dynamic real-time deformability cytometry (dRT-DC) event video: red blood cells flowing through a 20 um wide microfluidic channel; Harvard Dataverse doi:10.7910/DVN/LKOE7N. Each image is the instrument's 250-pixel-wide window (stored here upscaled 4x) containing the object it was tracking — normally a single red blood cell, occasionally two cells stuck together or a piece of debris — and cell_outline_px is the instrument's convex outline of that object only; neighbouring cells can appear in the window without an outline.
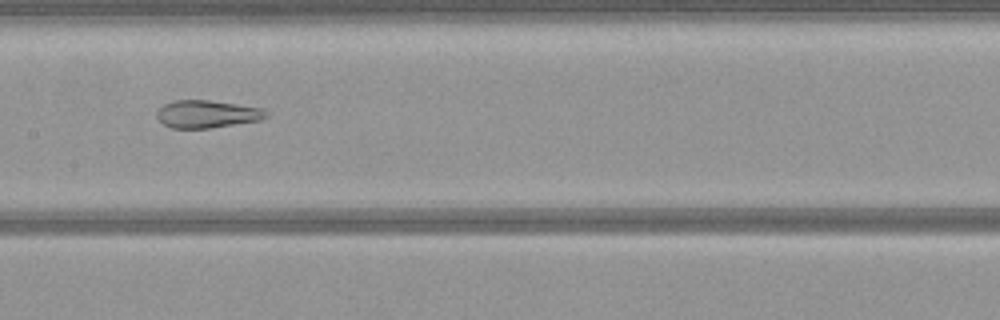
{"species": "common noctule bat (a hibernating species)", "species_latin": "Nyctalus noctula", "temperature_condition": "warm", "stored_images_in_passage": 46, "camera_frame_rate_fps": 3000, "um_per_image_px": 0.085, "animal": {"sex": "female", "body_mass_g": 21.9}, "frame": {"image": 1, "passage_image": 26, "time_ms": 8.333, "image_size_px": [1000, 320], "cell_outline_px": [[268, 116], [260, 120], [208, 128], [172, 128], [164, 124], [156, 116], [156, 112], [164, 104], [176, 100], [212, 100], [264, 108]], "centroid_in_image_um": [17.6, 9.68], "position_along_channel_um": 189.8, "area_um2": 17.51}}
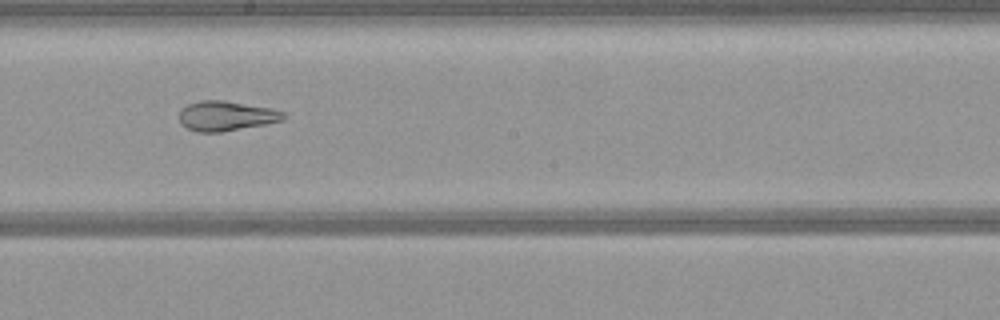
{"frame": {"image": 2, "passage_image": 29, "time_ms": 9.333, "image_size_px": [1000, 320], "cell_outline_px": [[288, 116], [284, 120], [264, 124], [220, 132], [196, 132], [180, 124], [180, 108], [188, 104], [200, 100], [224, 100], [272, 108], [284, 112]], "centroid_in_image_um": [19.23, 9.84], "position_along_channel_um": 229.0, "area_um2": 18.21}}
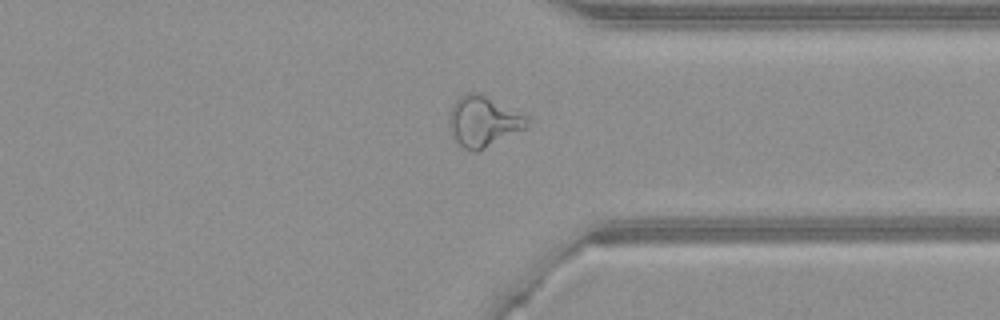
{"frame": {"image": 3, "passage_image": 40, "time_ms": 13.0, "image_size_px": [1000, 320], "cell_outline_px": [[532, 124], [528, 128], [476, 152], [472, 152], [464, 148], [456, 140], [448, 124], [448, 120], [452, 104], [460, 96], [468, 92], [480, 92], [528, 116]], "centroid_in_image_um": [41.13, 10.3], "position_along_channel_um": 370.3, "area_um2": 23.29}}